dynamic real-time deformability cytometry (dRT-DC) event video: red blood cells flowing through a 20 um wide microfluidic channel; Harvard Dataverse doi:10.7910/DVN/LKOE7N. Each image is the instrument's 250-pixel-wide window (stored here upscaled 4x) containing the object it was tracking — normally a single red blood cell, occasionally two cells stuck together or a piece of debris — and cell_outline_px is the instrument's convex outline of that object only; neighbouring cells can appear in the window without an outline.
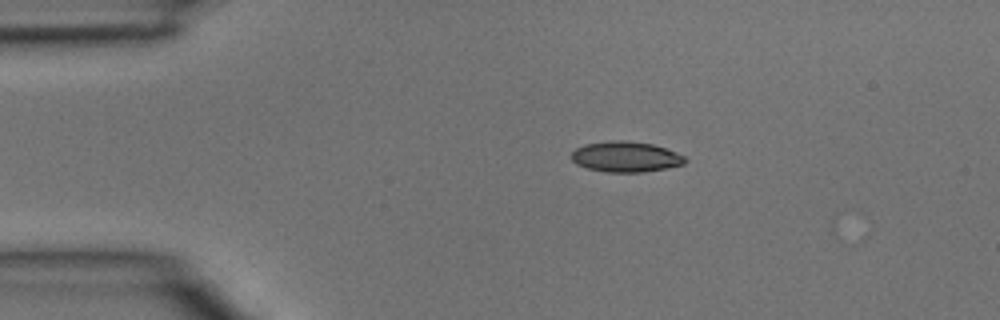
{"species": "common noctule bat (a hibernating species)", "species_latin": "Nyctalus noctula", "temperature_condition": "room temperature", "stored_images_in_passage": 2, "camera_frame_rate_fps": 3000, "um_per_image_px": 0.085, "animal": {"sex": "male", "body_mass_g": 15.6}, "frame": {"image": 1, "passage_image": 1, "time_ms": 0.0, "image_size_px": [1000, 320], "cell_outline_px": [[688, 160], [684, 164], [644, 172], [608, 172], [588, 168], [576, 164], [568, 156], [576, 148], [584, 144], [612, 140], [624, 140], [652, 144], [676, 152], [684, 156]], "centroid_in_image_um": [53.15, 13.32], "position_along_channel_um": 31.8, "area_um2": 20.23}}